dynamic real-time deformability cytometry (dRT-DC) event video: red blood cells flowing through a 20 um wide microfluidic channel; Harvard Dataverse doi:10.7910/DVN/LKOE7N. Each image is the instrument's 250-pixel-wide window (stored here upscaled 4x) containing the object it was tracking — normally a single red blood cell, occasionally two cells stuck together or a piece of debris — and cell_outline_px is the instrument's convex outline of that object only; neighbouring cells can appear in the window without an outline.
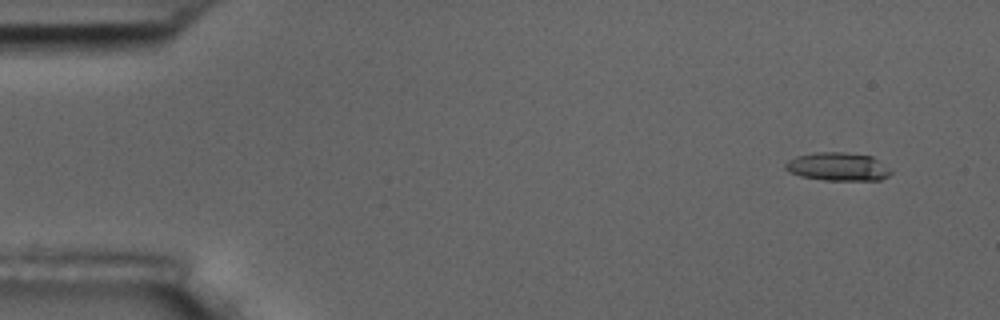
{"species": "common noctule bat (a hibernating species)", "species_latin": "Nyctalus noctula", "temperature_condition": "room temperature", "stored_images_in_passage": 14, "camera_frame_rate_fps": 3000, "um_per_image_px": 0.085, "animal": {"sex": "male", "body_mass_g": 17.5, "forearm_length_mm": 52.3}, "frame": {"image": 1, "passage_image": 1, "time_ms": 0.0, "image_size_px": [1000, 320], "cell_outline_px": [[892, 172], [888, 176], [880, 180], [824, 180], [800, 176], [788, 172], [784, 168], [784, 164], [788, 160], [796, 156], [816, 152], [844, 152], [872, 156]], "centroid_in_image_um": [71.16, 14.17], "position_along_channel_um": 13.8, "area_um2": 17.34}}
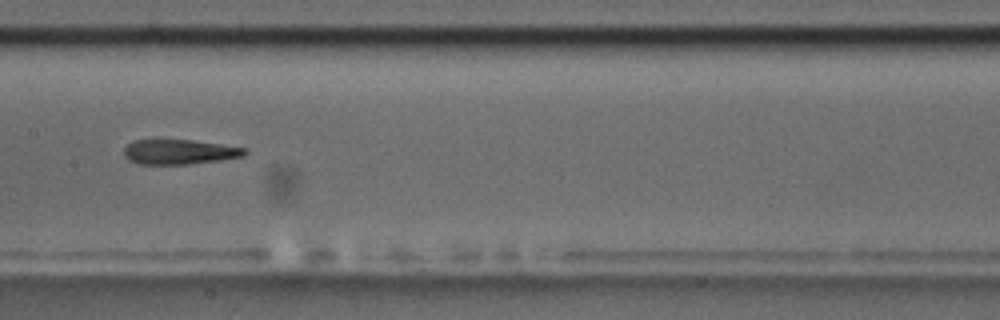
{"frame": {"image": 2, "passage_image": 7, "time_ms": 8.0, "image_size_px": [1000, 320], "cell_outline_px": [[248, 152], [244, 156], [220, 160], [188, 164], [140, 164], [128, 160], [124, 156], [124, 148], [132, 140], [192, 140], [248, 148]], "centroid_in_image_um": [15.26, 12.91], "position_along_channel_um": 192.1, "area_um2": 17.51}}
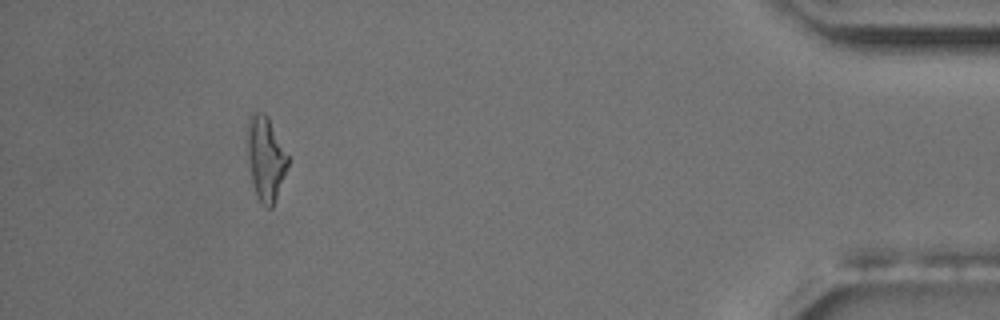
{"frame": {"image": 3, "passage_image": 13, "time_ms": 15.667, "image_size_px": [1000, 320], "cell_outline_px": [[288, 164], [276, 200], [272, 208], [268, 208], [260, 204], [256, 196], [252, 184], [248, 160], [248, 116], [252, 112], [264, 112], [268, 116], [288, 156]], "centroid_in_image_um": [22.57, 13.49], "position_along_channel_um": 412.6, "area_um2": 19.88}}